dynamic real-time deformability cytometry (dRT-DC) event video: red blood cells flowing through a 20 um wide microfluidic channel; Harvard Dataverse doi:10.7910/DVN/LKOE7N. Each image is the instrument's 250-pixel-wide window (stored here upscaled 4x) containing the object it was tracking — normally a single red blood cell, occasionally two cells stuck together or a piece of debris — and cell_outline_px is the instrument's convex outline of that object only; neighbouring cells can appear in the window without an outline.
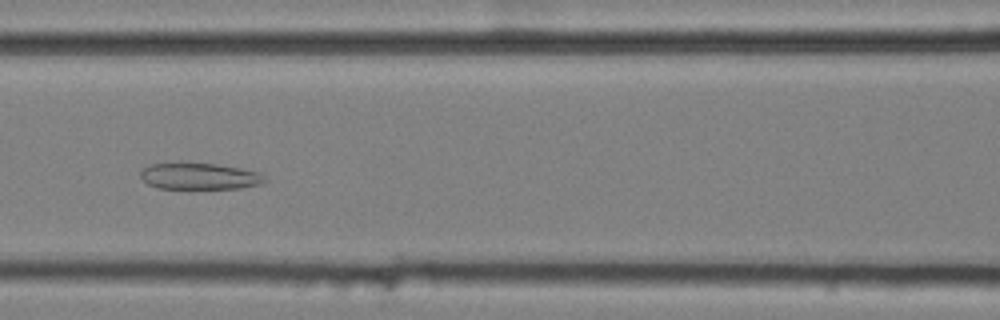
{"species": "common noctule bat (a hibernating species)", "species_latin": "Nyctalus noctula", "temperature_condition": "cold", "stored_images_in_passage": 57, "camera_frame_rate_fps": 3000, "um_per_image_px": 0.085, "animal": {"sex": "female", "body_mass_g": 25.1}, "frame": {"image": 1, "passage_image": 24, "time_ms": 7.667, "image_size_px": [1000, 320], "cell_outline_px": [[268, 180], [260, 184], [240, 188], [160, 188], [148, 184], [140, 176], [140, 172], [148, 164], [180, 160], [216, 164], [240, 168], [260, 172]], "centroid_in_image_um": [16.92, 14.93], "position_along_channel_um": 149.7, "area_um2": 19.77}}
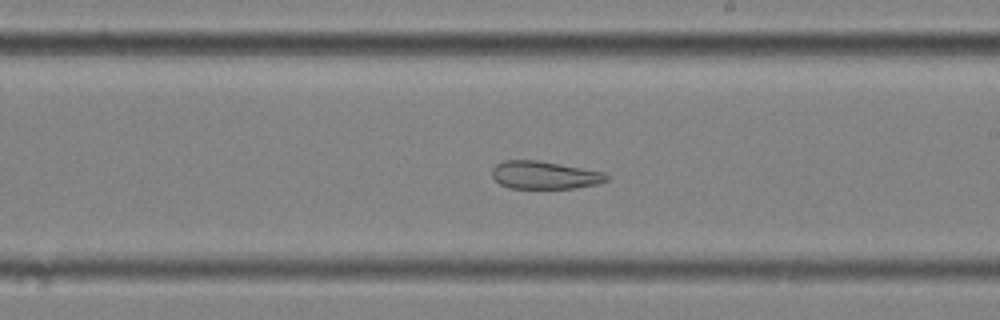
{"frame": {"image": 2, "passage_image": 32, "time_ms": 10.333, "image_size_px": [1000, 320], "cell_outline_px": [[608, 180], [596, 184], [576, 188], [508, 188], [500, 184], [492, 176], [492, 168], [496, 164], [504, 160], [536, 160], [560, 164], [604, 172], [608, 176]], "centroid_in_image_um": [46.26, 14.88], "position_along_channel_um": 242.7, "area_um2": 18.5}}
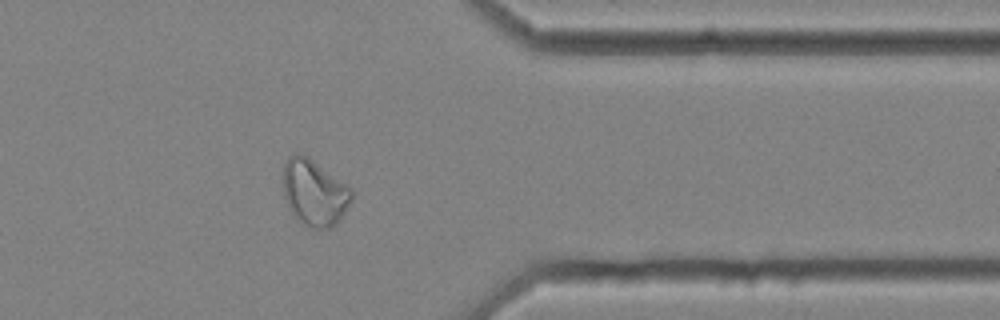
{"frame": {"image": 3, "passage_image": 45, "time_ms": 14.667, "image_size_px": [1000, 320], "cell_outline_px": [[352, 200], [336, 224], [332, 228], [308, 228], [292, 212], [284, 196], [284, 164], [288, 156], [308, 156], [352, 188]], "centroid_in_image_um": [26.75, 16.39], "position_along_channel_um": 384.7, "area_um2": 25.95}, "authors_computed_cell_mechanics": {"area_um2": 27.744, "velocity_mm_per_s": 3.498, "shape_relaxation_time_tau1_ms": null, "shape_relaxation_time_tau2_ms": 2.505, "deformation_change_tau1": null, "deformation_change_tau2": 0.0968}}